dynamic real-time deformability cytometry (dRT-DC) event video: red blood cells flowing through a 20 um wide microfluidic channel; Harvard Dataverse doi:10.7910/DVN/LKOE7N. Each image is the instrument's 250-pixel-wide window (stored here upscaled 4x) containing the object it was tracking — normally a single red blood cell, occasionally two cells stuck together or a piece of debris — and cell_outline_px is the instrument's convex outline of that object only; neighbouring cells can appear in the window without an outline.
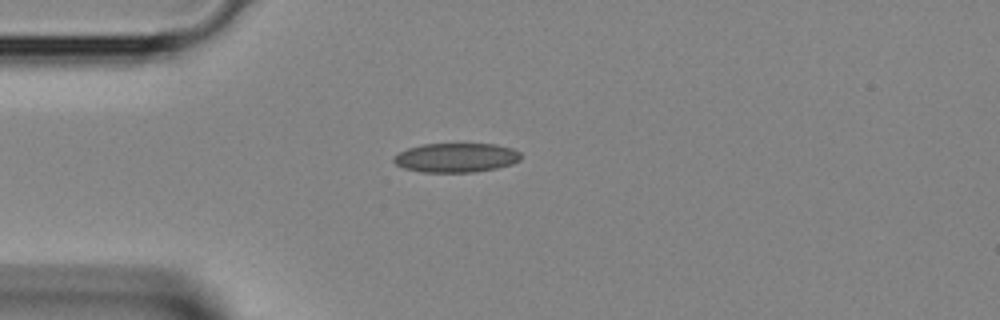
{"species": "Egyptian fruit bat (a non-hibernating species)", "species_latin": "Rousettus aegyptiacus", "temperature_condition": "room temperature", "stored_images_in_passage": 1, "camera_frame_rate_fps": 3000, "um_per_image_px": 0.085, "animal": {"sex": "female"}, "frame": {"image": 1, "passage_image": 1, "time_ms": 0.0, "image_size_px": [1000, 320], "cell_outline_px": [[520, 160], [512, 164], [496, 168], [472, 172], [420, 172], [404, 168], [396, 164], [392, 160], [392, 156], [408, 148], [424, 144], [496, 144], [512, 148], [520, 152]], "centroid_in_image_um": [38.75, 13.4], "position_along_channel_um": 46.2, "area_um2": 21.68}}